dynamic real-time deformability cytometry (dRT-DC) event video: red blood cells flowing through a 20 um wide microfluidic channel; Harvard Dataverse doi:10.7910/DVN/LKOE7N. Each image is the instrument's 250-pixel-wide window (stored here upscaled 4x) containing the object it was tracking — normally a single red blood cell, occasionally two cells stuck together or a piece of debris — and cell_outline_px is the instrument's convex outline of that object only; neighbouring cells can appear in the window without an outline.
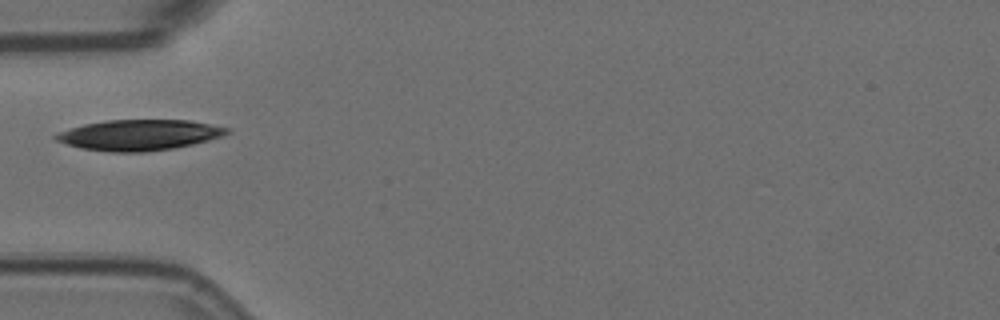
{"species": "Egyptian fruit bat (a non-hibernating species)", "species_latin": "Rousettus aegyptiacus", "temperature_condition": "room temperature", "stored_images_in_passage": 25, "camera_frame_rate_fps": 3000, "um_per_image_px": 0.085, "animal": {"sex": "female"}, "frame": {"image": 1, "passage_image": 1, "time_ms": 0.0, "image_size_px": [1000, 320], "cell_outline_px": [[232, 132], [224, 136], [192, 144], [172, 148], [144, 152], [112, 152], [80, 148], [56, 140], [52, 136], [60, 132], [84, 124], [108, 120], [188, 120], [232, 128]], "centroid_in_image_um": [11.89, 11.47], "position_along_channel_um": 73.1, "area_um2": 30.46}}